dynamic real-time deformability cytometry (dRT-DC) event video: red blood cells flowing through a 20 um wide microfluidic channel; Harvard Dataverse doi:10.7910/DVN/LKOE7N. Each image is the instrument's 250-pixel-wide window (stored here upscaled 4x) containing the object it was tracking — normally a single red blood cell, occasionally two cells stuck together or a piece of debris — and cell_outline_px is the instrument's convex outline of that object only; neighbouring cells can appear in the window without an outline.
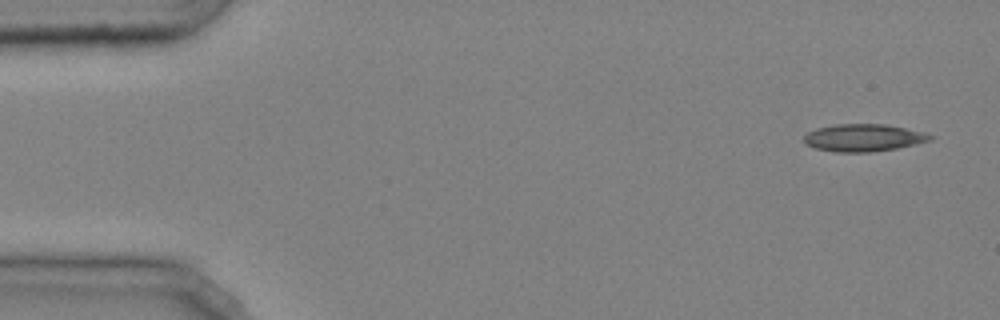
{"species": "common noctule bat (a hibernating species)", "species_latin": "Nyctalus noctula", "temperature_condition": "cold", "stored_images_in_passage": 44, "camera_frame_rate_fps": 3000, "um_per_image_px": 0.085, "animal": {"sex": "male", "body_mass_g": 20.4}, "frame": {"image": 1, "passage_image": 1, "time_ms": 0.0, "image_size_px": [1000, 320], "cell_outline_px": [[936, 136], [932, 140], [896, 148], [868, 152], [836, 152], [816, 148], [804, 144], [804, 136], [808, 132], [816, 128], [836, 124], [884, 124], [924, 132]], "centroid_in_image_um": [73.39, 11.7], "position_along_channel_um": 11.6, "area_um2": 20.06}}
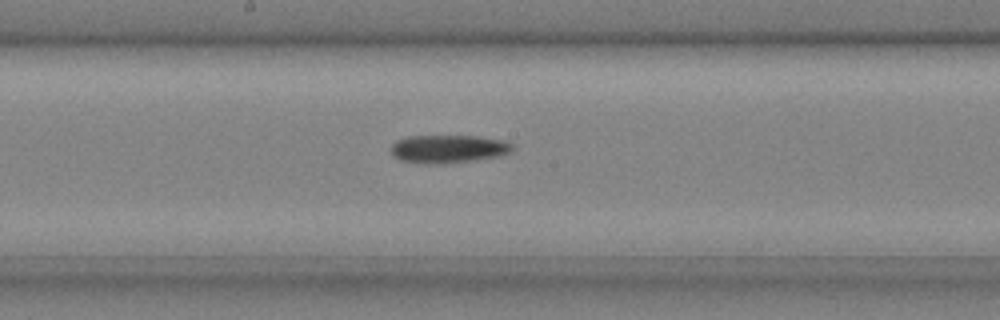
{"frame": {"image": 2, "passage_image": 24, "time_ms": 7.667, "image_size_px": [1000, 320], "cell_outline_px": [[512, 152], [500, 156], [444, 164], [424, 164], [400, 160], [392, 156], [392, 144], [396, 140], [404, 136], [476, 136], [504, 140], [512, 144]], "centroid_in_image_um": [38.08, 12.66], "position_along_channel_um": 210.1, "area_um2": 20.06}}
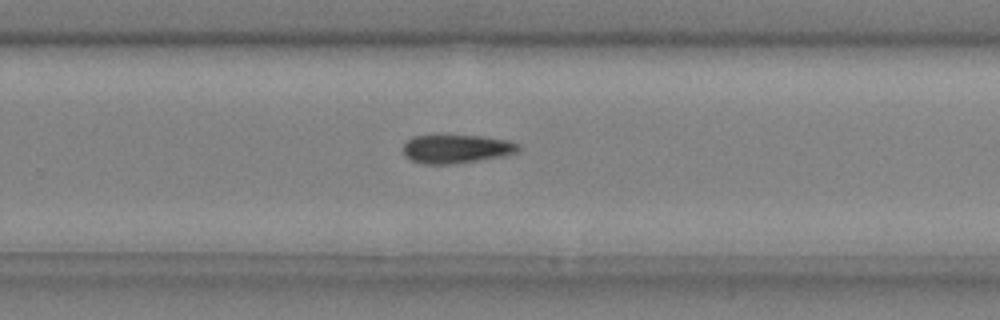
{"frame": {"image": 3, "passage_image": 30, "time_ms": 9.667, "image_size_px": [1000, 320], "cell_outline_px": [[520, 152], [508, 156], [448, 164], [424, 164], [412, 160], [404, 156], [404, 144], [412, 136], [480, 136], [508, 140], [520, 144]], "centroid_in_image_um": [38.86, 12.66], "position_along_channel_um": 290.9, "area_um2": 19.19}}